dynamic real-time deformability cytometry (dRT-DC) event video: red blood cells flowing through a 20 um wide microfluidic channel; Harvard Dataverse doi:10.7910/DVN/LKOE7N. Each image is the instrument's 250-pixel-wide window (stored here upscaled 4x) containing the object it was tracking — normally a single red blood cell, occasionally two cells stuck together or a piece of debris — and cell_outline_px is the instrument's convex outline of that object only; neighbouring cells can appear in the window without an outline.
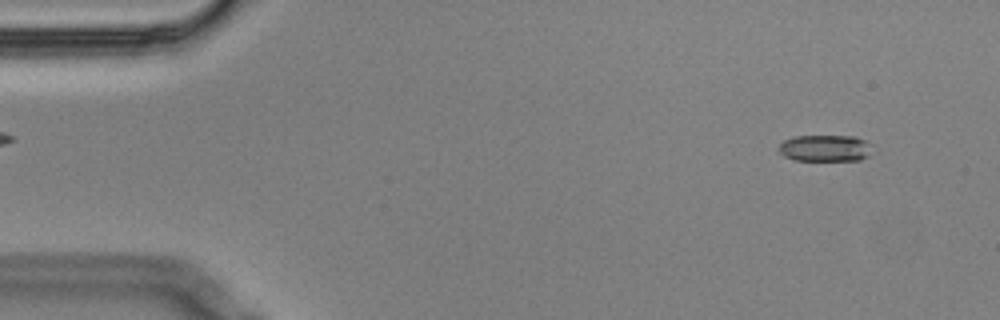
{"species": "Egyptian fruit bat (a non-hibernating species)", "species_latin": "Rousettus aegyptiacus", "temperature_condition": "cold", "stored_images_in_passage": 57, "camera_frame_rate_fps": 3000, "um_per_image_px": 0.085, "animal": {"sex": "male"}, "frame": {"image": 1, "passage_image": 4, "time_ms": 1.0, "image_size_px": [1000, 320], "cell_outline_px": [[872, 144], [868, 156], [860, 160], [796, 160], [784, 156], [776, 152], [780, 144], [784, 140], [796, 136], [856, 136]], "centroid_in_image_um": [70.12, 12.59], "position_along_channel_um": 14.9, "area_um2": 14.57}}
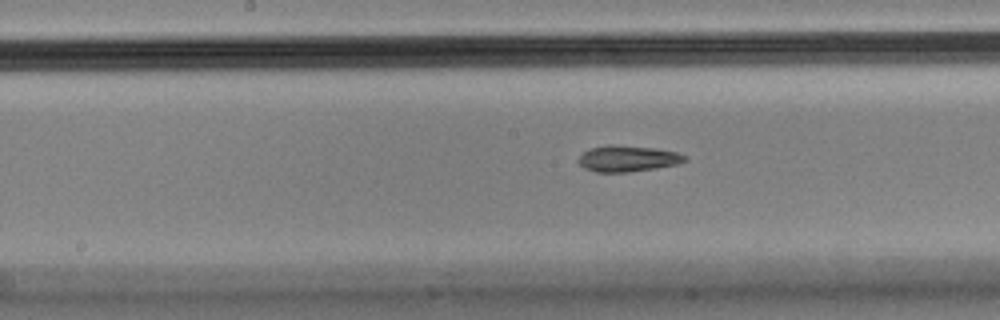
{"frame": {"image": 2, "passage_image": 28, "time_ms": 9.0, "image_size_px": [1000, 320], "cell_outline_px": [[688, 160], [676, 164], [656, 168], [628, 172], [596, 172], [584, 168], [576, 160], [584, 152], [592, 148], [612, 144], [652, 148], [676, 152], [684, 156]], "centroid_in_image_um": [53.32, 13.49], "position_along_channel_um": 194.9, "area_um2": 15.95}}
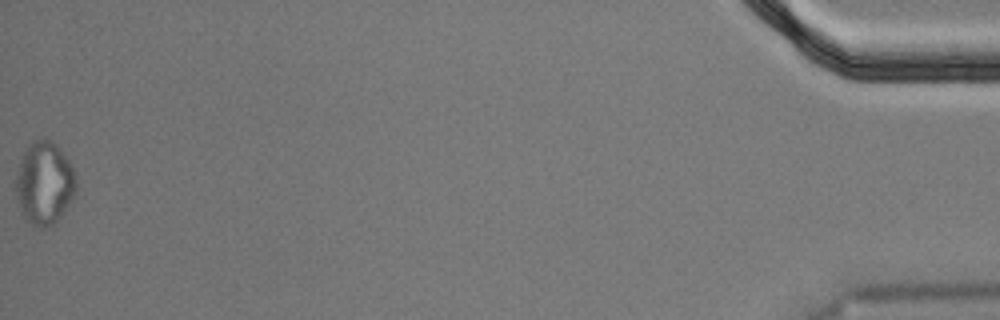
{"frame": {"image": 3, "passage_image": 57, "time_ms": 18.667, "image_size_px": [1000, 320], "cell_outline_px": [[76, 192], [60, 216], [52, 224], [40, 228], [32, 228], [24, 220], [20, 212], [16, 196], [16, 176], [24, 152], [28, 144], [32, 140], [44, 136], [52, 140], [60, 148], [68, 160], [72, 168], [76, 180]], "centroid_in_image_um": [3.74, 15.56], "position_along_channel_um": 431.5, "area_um2": 29.36}, "authors_computed_cell_mechanics": {"area_um2": 16.0684, "velocity_mm_per_s": 3.4792, "shape_relaxation_time_tau1_ms": null, "shape_relaxation_time_tau2_ms": 10.6908, "deformation_change_tau1": null, "deformation_change_tau2": 0.188}}